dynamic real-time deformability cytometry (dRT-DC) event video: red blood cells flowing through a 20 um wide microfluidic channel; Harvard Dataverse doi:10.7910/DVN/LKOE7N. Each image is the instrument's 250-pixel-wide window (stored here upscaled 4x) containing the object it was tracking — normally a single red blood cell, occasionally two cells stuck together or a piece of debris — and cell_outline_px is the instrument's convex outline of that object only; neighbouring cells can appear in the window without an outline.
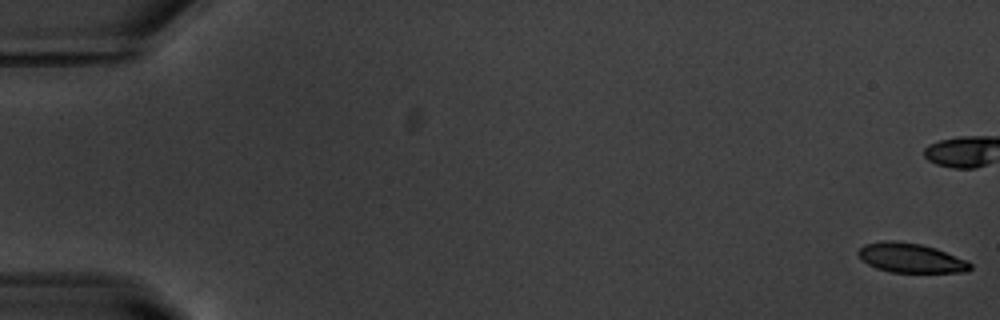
{"species": "common noctule bat (a hibernating species)", "species_latin": "Nyctalus noctula", "temperature_condition": "warm", "stored_images_in_passage": 11, "camera_frame_rate_fps": 3000, "um_per_image_px": 0.085, "animal": {"sex": "male", "body_mass_g": 20.1, "forearm_length_mm": 53.5}, "frame": {"image": 1, "passage_image": 1, "time_ms": 0.0, "image_size_px": [1000, 320], "cell_outline_px": [[972, 268], [968, 272], [892, 272], [876, 268], [860, 260], [856, 252], [864, 244], [884, 240], [896, 240], [920, 244], [936, 248], [968, 260], [972, 264]], "centroid_in_image_um": [77.41, 21.92], "position_along_channel_um": 7.6, "area_um2": 19.48}}